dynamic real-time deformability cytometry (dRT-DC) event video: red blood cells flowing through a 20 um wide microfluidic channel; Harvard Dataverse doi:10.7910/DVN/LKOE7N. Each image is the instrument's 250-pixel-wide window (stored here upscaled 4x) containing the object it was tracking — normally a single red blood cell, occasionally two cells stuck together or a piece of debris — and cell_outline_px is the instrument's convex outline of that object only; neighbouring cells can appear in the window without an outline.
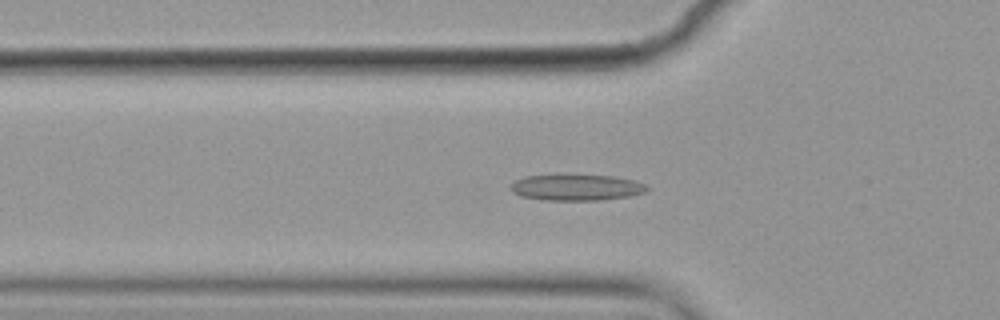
{"species": "common noctule bat (a hibernating species)", "species_latin": "Nyctalus noctula", "temperature_condition": "cold", "stored_images_in_passage": 55, "camera_frame_rate_fps": 3000, "um_per_image_px": 0.085, "animal": {"sex": "female", "body_mass_g": 19.9}, "frame": {"image": 1, "passage_image": 17, "time_ms": 5.333, "image_size_px": [1000, 320], "cell_outline_px": [[648, 188], [644, 192], [628, 196], [600, 200], [544, 200], [520, 196], [512, 192], [508, 188], [516, 180], [524, 176], [612, 176], [636, 180], [644, 184]], "centroid_in_image_um": [48.97, 15.95], "position_along_channel_um": 76.8, "area_um2": 20.35}}
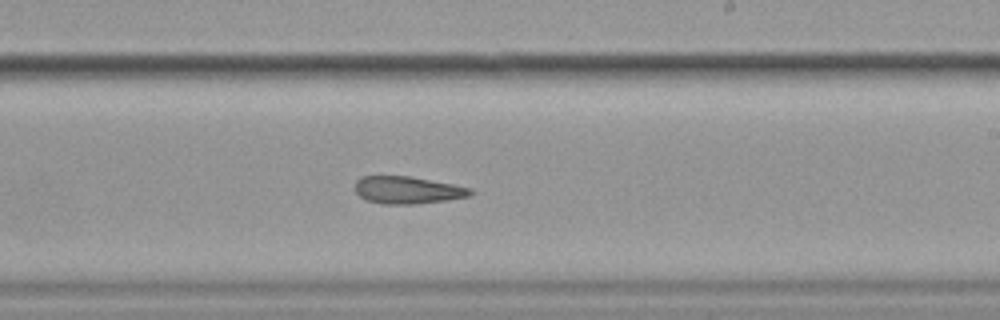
{"frame": {"image": 2, "passage_image": 32, "time_ms": 10.333, "image_size_px": [1000, 320], "cell_outline_px": [[476, 192], [472, 196], [448, 200], [416, 204], [384, 204], [368, 200], [360, 196], [356, 192], [356, 180], [360, 176], [408, 176], [452, 184], [472, 188]], "centroid_in_image_um": [34.7, 16.16], "position_along_channel_um": 254.3, "area_um2": 18.44}}
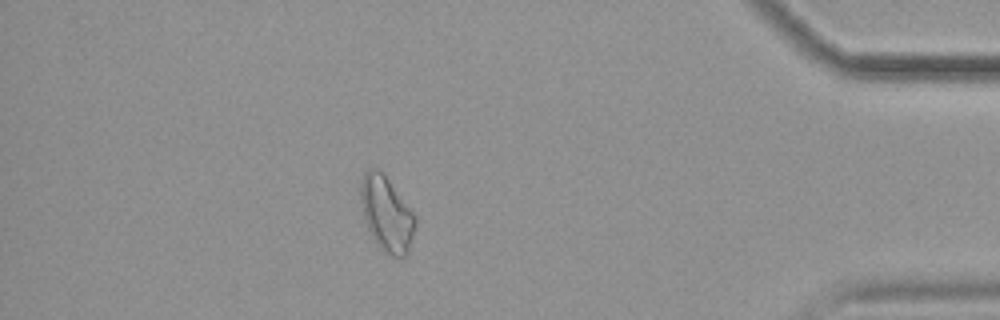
{"frame": {"image": 3, "passage_image": 48, "time_ms": 15.667, "image_size_px": [1000, 320], "cell_outline_px": [[416, 224], [408, 252], [400, 260], [392, 256], [372, 236], [368, 228], [364, 216], [360, 200], [360, 184], [364, 172], [368, 168], [380, 168], [416, 216]], "centroid_in_image_um": [32.86, 18.13], "position_along_channel_um": 402.3, "area_um2": 23.58}}